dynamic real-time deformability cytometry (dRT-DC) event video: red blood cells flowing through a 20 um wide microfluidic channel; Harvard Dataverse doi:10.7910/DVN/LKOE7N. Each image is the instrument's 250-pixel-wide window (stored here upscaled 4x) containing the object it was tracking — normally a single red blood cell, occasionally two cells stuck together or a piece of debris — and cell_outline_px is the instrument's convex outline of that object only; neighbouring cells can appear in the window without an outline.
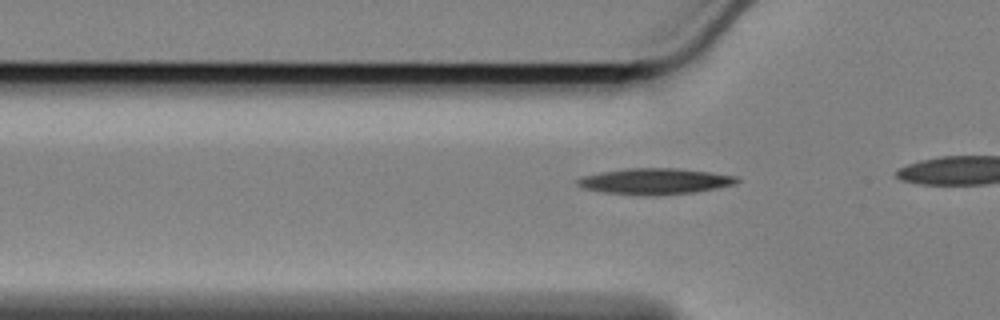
{"species": "Egyptian fruit bat (a non-hibernating species)", "species_latin": "Rousettus aegyptiacus", "temperature_condition": "cold", "stored_images_in_passage": 12, "camera_frame_rate_fps": 3000, "um_per_image_px": 0.085, "animal": {"sex": "female"}, "frame": {"image": 1, "passage_image": 6, "time_ms": 1.667, "image_size_px": [1000, 320], "cell_outline_px": [[740, 180], [736, 184], [716, 188], [692, 192], [652, 196], [604, 192], [584, 188], [576, 184], [576, 180], [584, 176], [600, 172], [624, 168], [676, 168], [708, 172], [736, 176]], "centroid_in_image_um": [55.66, 15.4], "position_along_channel_um": 70.1, "area_um2": 23.99}}
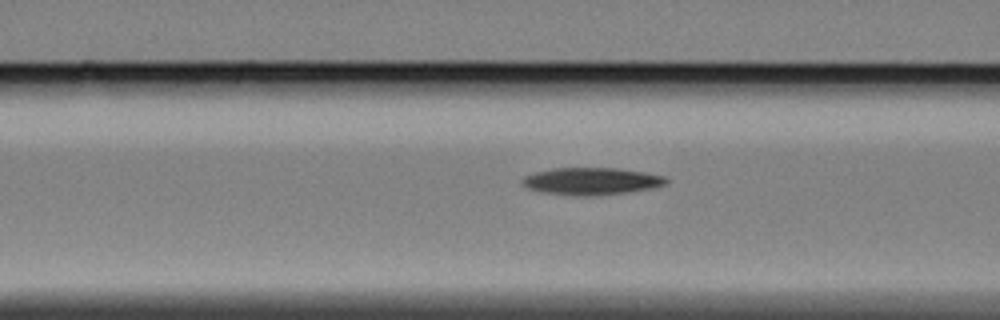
{"frame": {"image": 2, "passage_image": 10, "time_ms": 3.0, "image_size_px": [1000, 320], "cell_outline_px": [[668, 184], [652, 188], [628, 192], [584, 196], [580, 196], [548, 192], [528, 188], [520, 180], [524, 176], [536, 172], [556, 168], [620, 168], [644, 172], [664, 176], [668, 180]], "centroid_in_image_um": [50.33, 15.39], "position_along_channel_um": 116.3, "area_um2": 22.48}}